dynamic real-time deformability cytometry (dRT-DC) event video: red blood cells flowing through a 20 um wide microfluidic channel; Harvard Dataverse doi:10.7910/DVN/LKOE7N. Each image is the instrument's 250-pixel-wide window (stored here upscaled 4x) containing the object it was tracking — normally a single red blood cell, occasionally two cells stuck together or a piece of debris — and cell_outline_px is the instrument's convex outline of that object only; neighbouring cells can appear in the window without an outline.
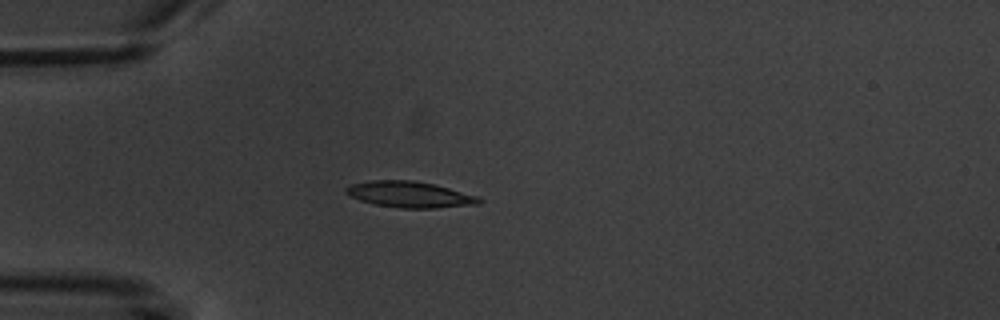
{"species": "common noctule bat (a hibernating species)", "species_latin": "Nyctalus noctula", "temperature_condition": "warm", "stored_images_in_passage": 6, "camera_frame_rate_fps": 3000, "um_per_image_px": 0.085, "animal": {"sex": "male", "body_mass_g": 20.1, "forearm_length_mm": 53.5}, "frame": {"image": 1, "passage_image": 5, "time_ms": 4.667, "image_size_px": [1000, 320], "cell_outline_px": [[484, 200], [480, 204], [436, 208], [400, 208], [376, 204], [360, 200], [344, 192], [344, 188], [352, 184], [368, 180], [412, 180], [432, 184], [480, 196]], "centroid_in_image_um": [34.86, 16.53], "position_along_channel_um": 50.1, "area_um2": 20.23}}